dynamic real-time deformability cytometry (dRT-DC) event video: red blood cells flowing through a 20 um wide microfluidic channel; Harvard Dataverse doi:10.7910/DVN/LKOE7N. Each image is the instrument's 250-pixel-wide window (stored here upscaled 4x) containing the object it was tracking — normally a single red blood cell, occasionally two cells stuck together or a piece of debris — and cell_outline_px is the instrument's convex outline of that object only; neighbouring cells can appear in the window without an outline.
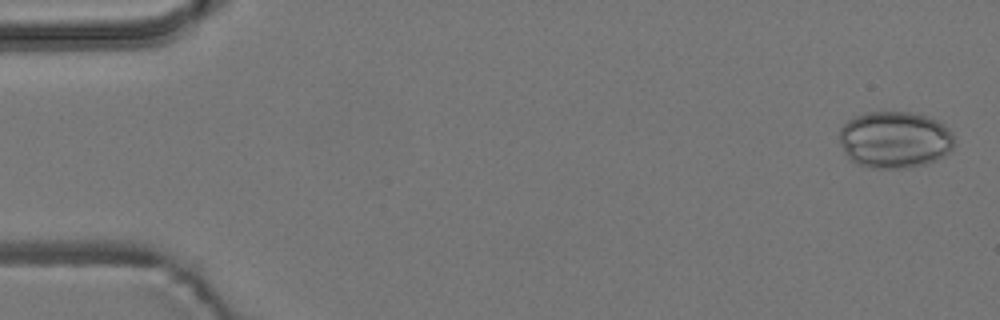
{"species": "common noctule bat (a hibernating species)", "species_latin": "Nyctalus noctula", "temperature_condition": "room temperature", "stored_images_in_passage": 6, "camera_frame_rate_fps": 3000, "um_per_image_px": 0.085, "animal": {"sex": "male", "body_mass_g": 19.2, "forearm_length_mm": 51.8}, "frame": {"image": 1, "passage_image": 1, "time_ms": 0.0, "image_size_px": [1000, 320], "cell_outline_px": [[952, 148], [944, 156], [936, 160], [924, 164], [900, 168], [872, 168], [860, 164], [852, 160], [844, 152], [840, 144], [840, 128], [848, 120], [864, 112], [912, 112], [928, 116], [944, 124], [952, 132]], "centroid_in_image_um": [76.05, 11.86], "position_along_channel_um": 9.0, "area_um2": 37.92}}